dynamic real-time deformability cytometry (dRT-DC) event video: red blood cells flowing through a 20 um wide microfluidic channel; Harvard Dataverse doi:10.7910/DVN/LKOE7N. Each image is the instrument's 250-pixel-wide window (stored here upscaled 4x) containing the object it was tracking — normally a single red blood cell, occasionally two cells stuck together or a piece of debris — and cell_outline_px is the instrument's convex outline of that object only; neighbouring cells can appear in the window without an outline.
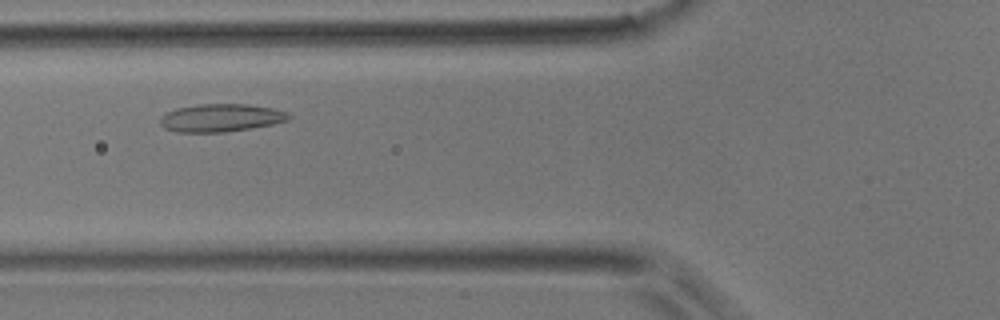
{"species": "common noctule bat (a hibernating species)", "species_latin": "Nyctalus noctula", "temperature_condition": "room temperature", "stored_images_in_passage": 37, "camera_frame_rate_fps": 3000, "um_per_image_px": 0.085, "animal": {"sex": "male", "body_mass_g": 17.9}, "frame": {"image": 1, "passage_image": 9, "time_ms": 2.667, "image_size_px": [1000, 320], "cell_outline_px": [[292, 116], [288, 120], [272, 124], [252, 128], [224, 132], [176, 132], [164, 128], [160, 124], [160, 120], [168, 112], [176, 108], [196, 104], [248, 104], [272, 108], [288, 112]], "centroid_in_image_um": [18.8, 10.01], "position_along_channel_um": 107.0, "area_um2": 20.87}}
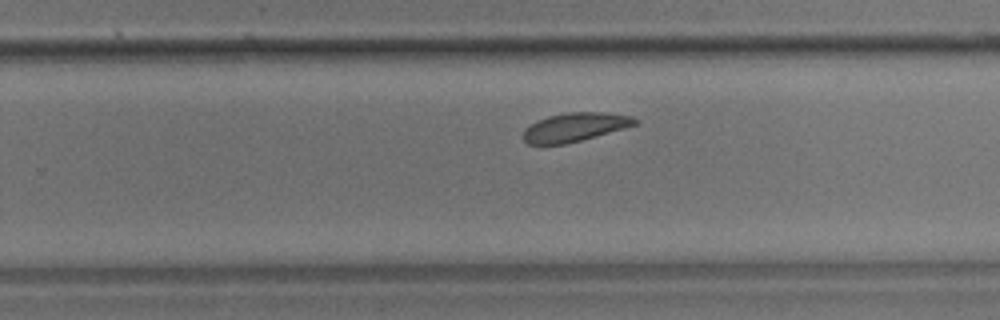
{"frame": {"image": 2, "passage_image": 21, "time_ms": 6.667, "image_size_px": [1000, 320], "cell_outline_px": [[640, 124], [580, 140], [564, 144], [528, 144], [524, 140], [524, 128], [536, 120], [548, 116], [564, 112], [608, 112], [632, 116], [640, 120]], "centroid_in_image_um": [48.9, 10.78], "position_along_channel_um": 280.9, "area_um2": 18.84}}
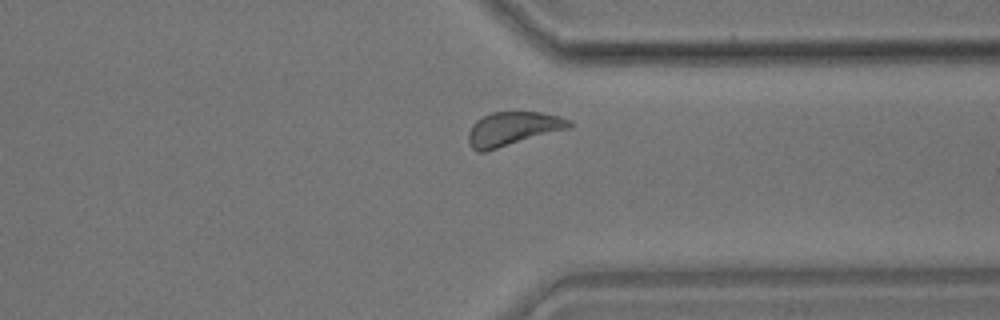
{"frame": {"image": 3, "passage_image": 27, "time_ms": 8.667, "image_size_px": [1000, 320], "cell_outline_px": [[576, 124], [572, 128], [484, 152], [476, 152], [468, 144], [468, 132], [472, 124], [476, 120], [492, 112], [540, 112], [560, 116], [572, 120]], "centroid_in_image_um": [43.63, 10.95], "position_along_channel_um": 367.8, "area_um2": 20.29}}